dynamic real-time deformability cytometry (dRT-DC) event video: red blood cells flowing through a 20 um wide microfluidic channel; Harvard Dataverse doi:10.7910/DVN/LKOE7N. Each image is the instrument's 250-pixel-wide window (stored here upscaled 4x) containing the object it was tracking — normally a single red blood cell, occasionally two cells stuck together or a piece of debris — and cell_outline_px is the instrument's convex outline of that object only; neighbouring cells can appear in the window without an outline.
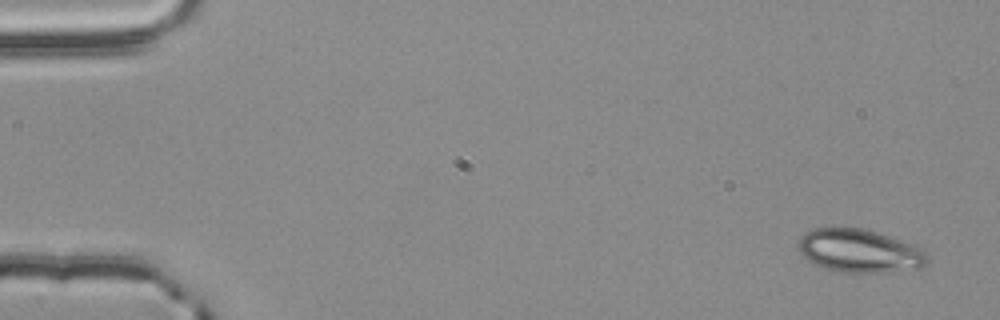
{"species": "common noctule bat (a hibernating species)", "species_latin": "Nyctalus noctula", "temperature_condition": "room temperature", "stored_images_in_passage": 53, "camera_frame_rate_fps": 3000, "um_per_image_px": 0.085, "animal": {"sex": "male", "body_mass_g": 20.4}, "frame": {"image": 1, "passage_image": 1, "time_ms": 0.0, "image_size_px": [1000, 320], "cell_outline_px": [[928, 264], [920, 268], [884, 272], [840, 272], [824, 268], [808, 260], [800, 252], [796, 244], [800, 236], [804, 232], [812, 228], [860, 228], [876, 232], [912, 244], [928, 252]], "centroid_in_image_um": [73.04, 21.32], "position_along_channel_um": 12.0, "area_um2": 32.54}}
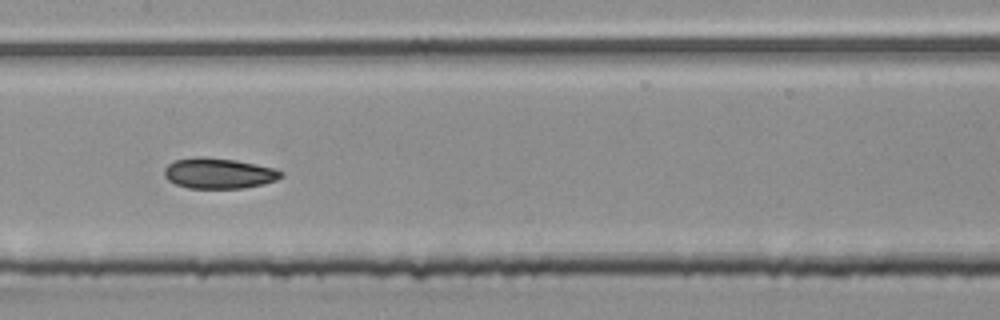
{"frame": {"image": 2, "passage_image": 26, "time_ms": 8.333, "image_size_px": [1000, 320], "cell_outline_px": [[284, 176], [276, 180], [264, 184], [244, 188], [188, 188], [176, 184], [168, 180], [164, 176], [164, 168], [168, 164], [176, 160], [200, 156], [236, 160], [272, 168], [284, 172]], "centroid_in_image_um": [18.59, 14.73], "position_along_channel_um": 188.8, "area_um2": 20.75}}
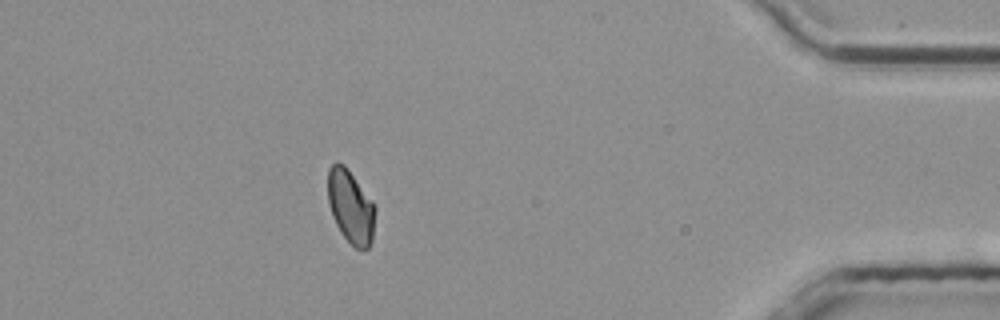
{"frame": {"image": 3, "passage_image": 47, "time_ms": 15.333, "image_size_px": [1000, 320], "cell_outline_px": [[376, 212], [372, 240], [368, 248], [356, 248], [340, 232], [332, 216], [328, 204], [328, 168], [336, 160], [344, 164], [372, 200], [376, 208]], "centroid_in_image_um": [29.8, 17.54], "position_along_channel_um": 405.4, "area_um2": 20.29}, "authors_computed_cell_mechanics": {"area_um2": 20.9236, "velocity_mm_per_s": 3.8223, "shape_relaxation_time_tau1_ms": 5.3134, "shape_relaxation_time_tau2_ms": 4.0106, "deformation_change_tau1": 0.1091, "deformation_change_tau2": 0.0807}}